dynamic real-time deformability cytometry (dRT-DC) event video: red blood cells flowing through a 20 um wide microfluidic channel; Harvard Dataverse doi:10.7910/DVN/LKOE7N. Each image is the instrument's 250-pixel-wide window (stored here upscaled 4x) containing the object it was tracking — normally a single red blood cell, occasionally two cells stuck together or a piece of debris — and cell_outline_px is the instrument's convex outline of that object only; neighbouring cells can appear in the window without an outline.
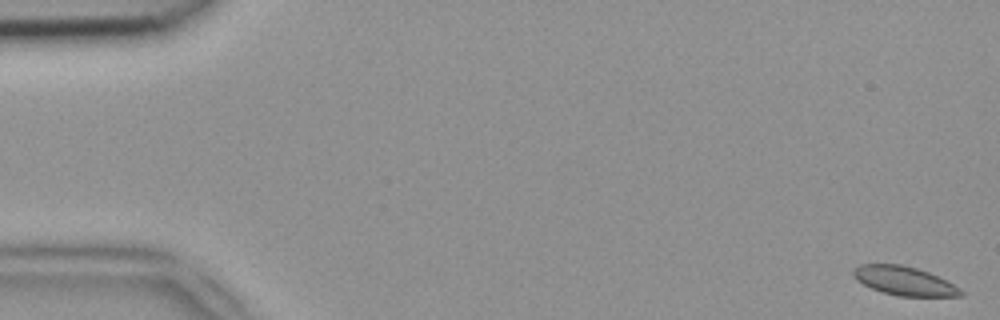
{"species": "common noctule bat (a hibernating species)", "species_latin": "Nyctalus noctula", "temperature_condition": "room temperature", "stored_images_in_passage": 51, "camera_frame_rate_fps": 3000, "um_per_image_px": 0.085, "animal": {"sex": "female", "body_mass_g": 18.4}, "frame": {"image": 1, "passage_image": 1, "time_ms": 0.0, "image_size_px": [1000, 320], "cell_outline_px": [[964, 296], [896, 296], [872, 288], [856, 280], [852, 276], [852, 268], [860, 264], [900, 264], [916, 268], [928, 272], [960, 288], [964, 292]], "centroid_in_image_um": [76.82, 23.87], "position_along_channel_um": 8.2, "area_um2": 17.98}}
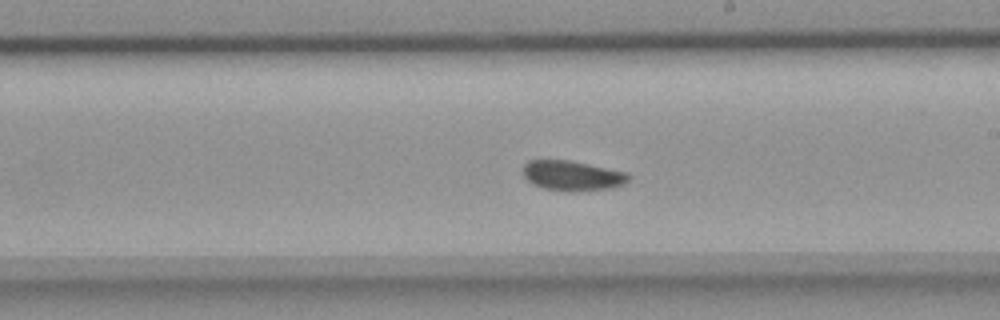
{"frame": {"image": 2, "passage_image": 29, "time_ms": 9.333, "image_size_px": [1000, 320], "cell_outline_px": [[632, 176], [624, 184], [612, 188], [588, 192], [568, 192], [544, 188], [532, 184], [524, 176], [524, 164], [528, 160], [568, 160], [628, 172]], "centroid_in_image_um": [48.7, 14.95], "position_along_channel_um": 240.3, "area_um2": 18.79}}
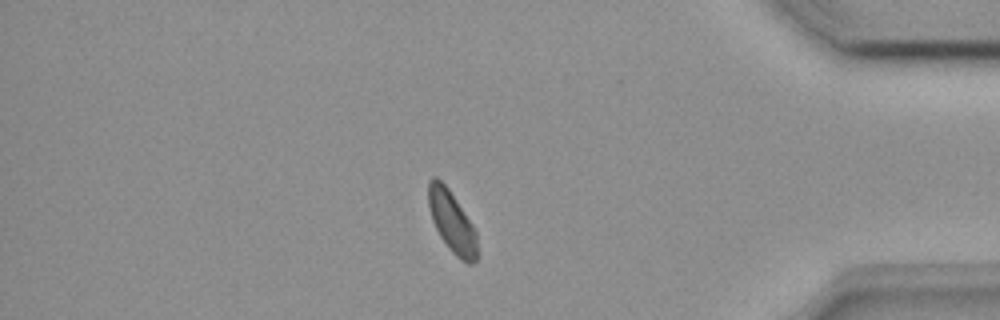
{"frame": {"image": 3, "passage_image": 43, "time_ms": 14.0, "image_size_px": [1000, 320], "cell_outline_px": [[480, 256], [472, 264], [468, 264], [456, 256], [448, 248], [440, 236], [432, 220], [428, 204], [428, 180], [432, 176], [436, 176], [448, 188], [472, 224], [476, 232]], "centroid_in_image_um": [38.43, 18.89], "position_along_channel_um": 396.8, "area_um2": 17.69}}